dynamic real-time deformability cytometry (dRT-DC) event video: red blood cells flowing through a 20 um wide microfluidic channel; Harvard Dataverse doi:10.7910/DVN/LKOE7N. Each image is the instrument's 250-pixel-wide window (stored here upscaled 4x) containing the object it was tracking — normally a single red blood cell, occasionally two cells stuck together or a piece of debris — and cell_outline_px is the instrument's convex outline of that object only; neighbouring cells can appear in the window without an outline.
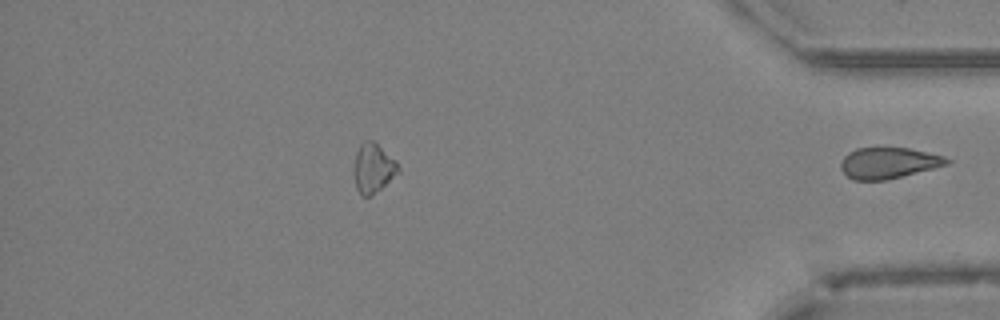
{"species": "Egyptian fruit bat (a non-hibernating species)", "species_latin": "Rousettus aegyptiacus", "temperature_condition": "cold", "stored_images_in_passage": 28, "segment_of_instrument_passage": [2, 2], "camera_frame_rate_fps": 3000, "um_per_image_px": 0.085, "animal": {"sex": "female"}, "frame": {"image": 1, "passage_image": 28, "time_ms": 9.0, "image_size_px": [1000, 320], "cell_outline_px": [[952, 160], [948, 164], [888, 180], [852, 180], [840, 168], [840, 164], [844, 156], [848, 152], [856, 148], [908, 148], [944, 156]], "centroid_in_image_um": [75.51, 13.85], "position_along_channel_um": 359.7, "area_um2": 19.13}}